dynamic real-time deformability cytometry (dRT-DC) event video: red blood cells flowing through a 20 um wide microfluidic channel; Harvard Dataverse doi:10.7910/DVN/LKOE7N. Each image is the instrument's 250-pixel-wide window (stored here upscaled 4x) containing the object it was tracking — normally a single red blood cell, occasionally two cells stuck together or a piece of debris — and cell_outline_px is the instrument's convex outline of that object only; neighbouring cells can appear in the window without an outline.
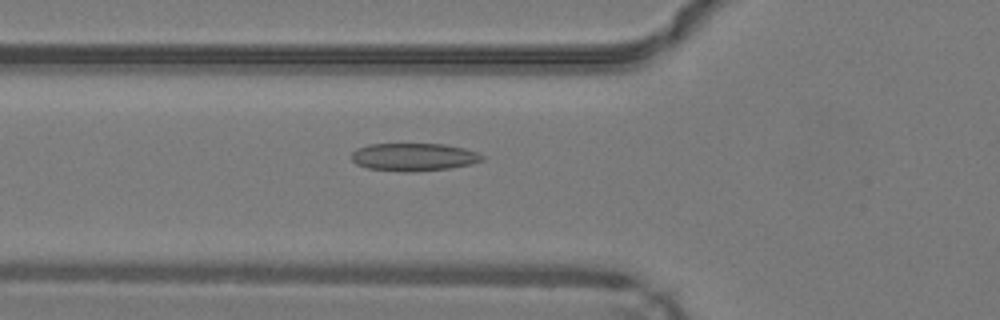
{"species": "common noctule bat (a hibernating species)", "species_latin": "Nyctalus noctula", "temperature_condition": "warm", "stored_images_in_passage": 33, "camera_frame_rate_fps": 3000, "um_per_image_px": 0.085, "animal": {"sex": "male", "body_mass_g": 19.2, "forearm_length_mm": 51.8}, "frame": {"image": 1, "passage_image": 2, "time_ms": 0.333, "image_size_px": [1000, 320], "cell_outline_px": [[484, 160], [472, 164], [448, 168], [412, 172], [404, 172], [368, 168], [356, 164], [352, 160], [352, 152], [356, 148], [368, 144], [444, 144], [464, 148], [476, 152], [484, 156]], "centroid_in_image_um": [35.16, 13.34], "position_along_channel_um": 90.6, "area_um2": 21.21}}
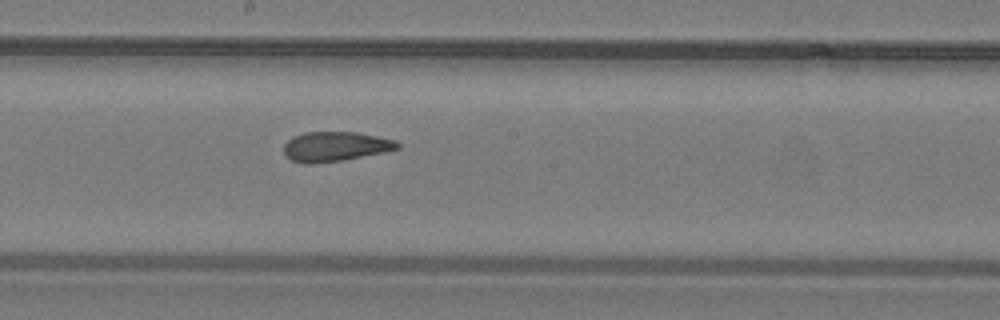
{"frame": {"image": 2, "passage_image": 11, "time_ms": 3.333, "image_size_px": [1000, 320], "cell_outline_px": [[400, 148], [384, 152], [340, 160], [312, 164], [304, 164], [292, 160], [284, 152], [284, 144], [292, 136], [304, 132], [356, 132], [396, 140], [400, 144]], "centroid_in_image_um": [28.49, 12.44], "position_along_channel_um": 219.7, "area_um2": 19.54}}
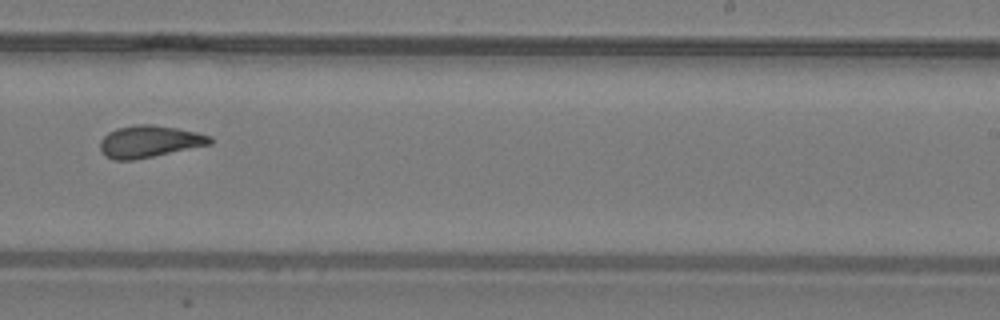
{"frame": {"image": 3, "passage_image": 15, "time_ms": 4.667, "image_size_px": [1000, 320], "cell_outline_px": [[212, 144], [132, 160], [112, 160], [104, 156], [100, 152], [100, 140], [108, 132], [116, 128], [136, 124], [152, 124], [176, 128], [196, 132], [212, 136]], "centroid_in_image_um": [12.65, 12.02], "position_along_channel_um": 276.3, "area_um2": 20.52}}